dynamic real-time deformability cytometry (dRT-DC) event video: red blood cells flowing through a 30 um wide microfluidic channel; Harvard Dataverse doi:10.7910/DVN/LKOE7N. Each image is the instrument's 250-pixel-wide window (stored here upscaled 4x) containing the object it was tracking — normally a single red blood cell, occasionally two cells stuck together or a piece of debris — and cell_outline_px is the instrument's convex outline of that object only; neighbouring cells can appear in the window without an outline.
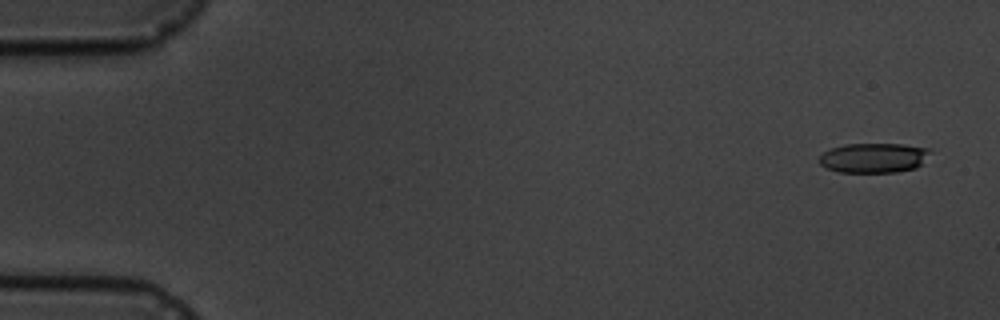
{"species": "common noctule bat (a hibernating species)", "species_latin": "Nyctalus noctula", "temperature_condition": "cold", "stored_images_in_passage": 5, "camera_frame_rate_fps": 3000, "um_per_image_px": 0.085, "animal": {"sex": "male", "body_mass_g": 19.5, "forearm_length_mm": 54.6}, "frame": {"image": 1, "passage_image": 1, "time_ms": 0.0, "image_size_px": [1000, 320], "cell_outline_px": [[932, 152], [916, 168], [896, 172], [840, 172], [828, 168], [820, 164], [820, 156], [824, 152], [832, 148], [844, 144], [904, 144], [928, 148]], "centroid_in_image_um": [74.29, 13.41], "position_along_channel_um": 10.7, "area_um2": 19.13}}
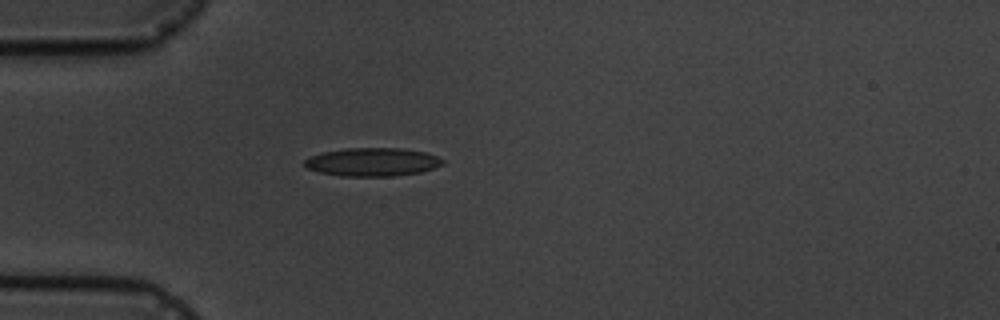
{"frame": {"image": 2, "passage_image": 5, "time_ms": 4.667, "image_size_px": [1000, 320], "cell_outline_px": [[444, 164], [420, 172], [392, 176], [340, 176], [320, 172], [308, 168], [304, 164], [304, 160], [308, 156], [324, 152], [348, 148], [404, 148], [424, 152], [436, 156], [444, 160]], "centroid_in_image_um": [31.65, 13.76], "position_along_channel_um": 53.4, "area_um2": 22.72}}